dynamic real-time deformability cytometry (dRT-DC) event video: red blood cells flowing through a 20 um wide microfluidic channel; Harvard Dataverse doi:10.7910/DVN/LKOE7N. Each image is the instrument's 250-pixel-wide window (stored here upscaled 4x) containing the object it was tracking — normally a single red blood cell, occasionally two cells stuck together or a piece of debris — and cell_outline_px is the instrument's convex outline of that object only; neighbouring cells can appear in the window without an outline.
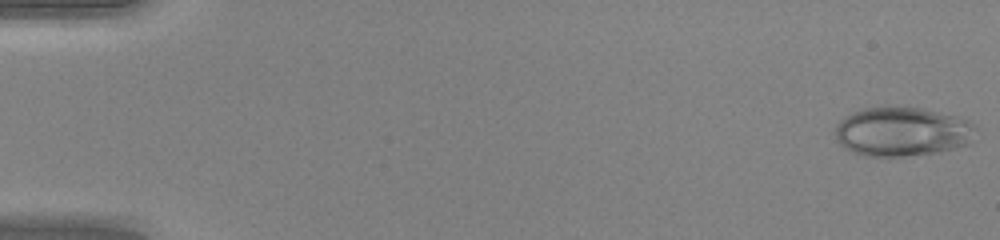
{"species": "human", "species_latin": "Homo sapiens", "temperature_condition": "warm", "stored_images_in_passage": 48, "camera_frame_rate_fps": 3000, "um_per_image_px": 0.085, "donor": {"sex": "female"}, "frame": {"image": 1, "passage_image": 1, "time_ms": 0.0, "image_size_px": [1000, 240], "cell_outline_px": [[976, 128], [968, 144], [956, 148], [940, 152], [904, 156], [864, 156], [852, 152], [844, 148], [836, 140], [836, 124], [840, 120], [864, 108], [920, 108], [956, 116], [968, 120], [976, 124]], "centroid_in_image_um": [76.7, 11.22], "position_along_channel_um": 8.3, "area_um2": 39.94}}
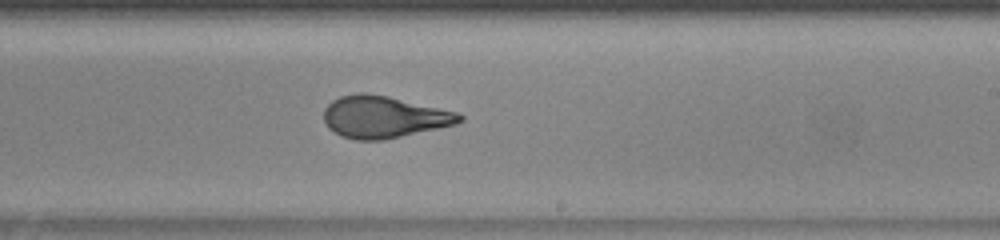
{"frame": {"image": 2, "passage_image": 30, "time_ms": 9.667, "image_size_px": [1000, 240], "cell_outline_px": [[464, 120], [456, 124], [440, 128], [384, 140], [356, 140], [340, 136], [328, 128], [324, 120], [324, 108], [332, 100], [340, 96], [360, 92], [364, 92], [388, 96], [460, 112], [464, 116]], "centroid_in_image_um": [32.64, 9.94], "position_along_channel_um": 256.4, "area_um2": 33.52}}
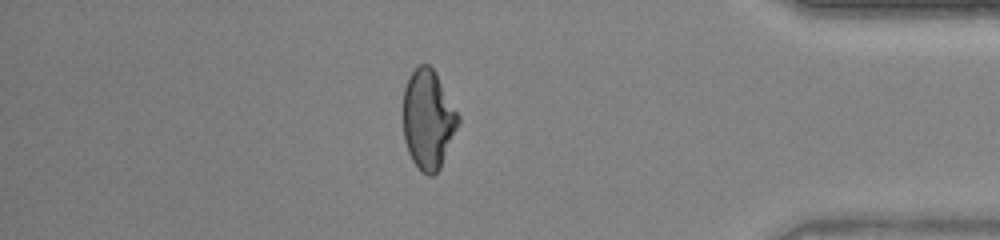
{"frame": {"image": 3, "passage_image": 42, "time_ms": 13.667, "image_size_px": [1000, 240], "cell_outline_px": [[460, 124], [440, 168], [432, 176], [428, 176], [420, 172], [412, 160], [408, 152], [404, 140], [400, 116], [404, 88], [408, 76], [420, 64], [428, 64], [436, 72], [460, 116]], "centroid_in_image_um": [36.36, 10.16], "position_along_channel_um": 398.8, "area_um2": 32.89}, "authors_computed_cell_mechanics": {"area_um2": 33.4084, "velocity_mm_per_s": 4.3061, "shape_relaxation_time_tau1_ms": 10.2376, "shape_relaxation_time_tau2_ms": 0.6867, "deformation_change_tau1": 0.3314, "deformation_change_tau2": 0.0645}}